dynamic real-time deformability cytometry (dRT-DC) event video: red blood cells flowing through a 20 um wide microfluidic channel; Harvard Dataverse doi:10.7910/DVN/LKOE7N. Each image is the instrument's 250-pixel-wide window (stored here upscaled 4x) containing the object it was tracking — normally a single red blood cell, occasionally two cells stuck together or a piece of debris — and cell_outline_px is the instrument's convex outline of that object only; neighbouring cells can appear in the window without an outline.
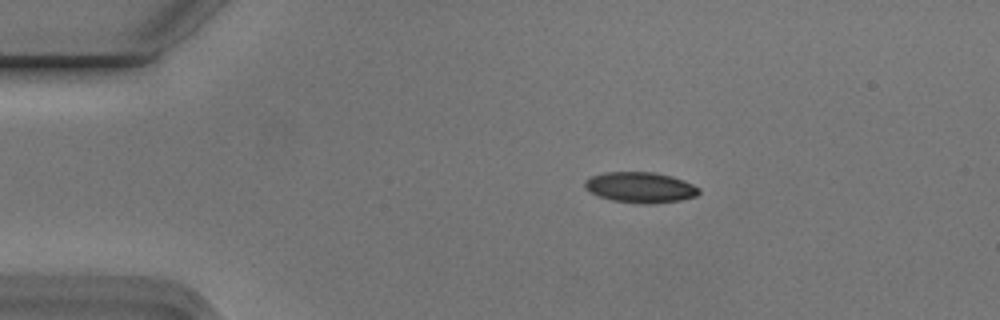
{"species": "Egyptian fruit bat (a non-hibernating species)", "species_latin": "Rousettus aegyptiacus", "temperature_condition": "cold", "stored_images_in_passage": 4, "camera_frame_rate_fps": 3000, "um_per_image_px": 0.085, "animal": {"sex": "male"}, "frame": {"image": 1, "passage_image": 2, "time_ms": 0.333, "image_size_px": [1000, 320], "cell_outline_px": [[700, 192], [696, 196], [680, 200], [652, 204], [640, 204], [612, 200], [588, 192], [584, 188], [584, 180], [592, 176], [604, 172], [656, 172], [672, 176], [684, 180], [700, 188]], "centroid_in_image_um": [54.42, 15.93], "position_along_channel_um": 30.6, "area_um2": 20.58}}
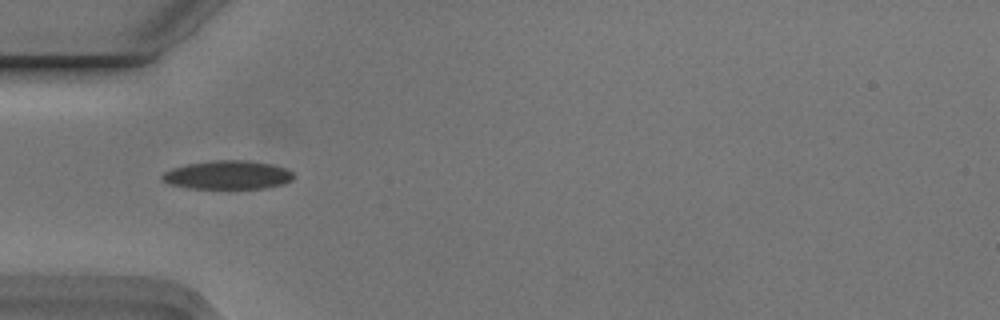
{"frame": {"image": 2, "passage_image": 4, "time_ms": 1.0, "image_size_px": [1000, 320], "cell_outline_px": [[292, 180], [284, 184], [264, 188], [188, 188], [168, 184], [160, 176], [164, 172], [172, 168], [188, 164], [216, 160], [244, 160], [272, 164], [284, 168], [292, 172]], "centroid_in_image_um": [19.34, 14.87], "position_along_channel_um": 65.7, "area_um2": 21.73}}